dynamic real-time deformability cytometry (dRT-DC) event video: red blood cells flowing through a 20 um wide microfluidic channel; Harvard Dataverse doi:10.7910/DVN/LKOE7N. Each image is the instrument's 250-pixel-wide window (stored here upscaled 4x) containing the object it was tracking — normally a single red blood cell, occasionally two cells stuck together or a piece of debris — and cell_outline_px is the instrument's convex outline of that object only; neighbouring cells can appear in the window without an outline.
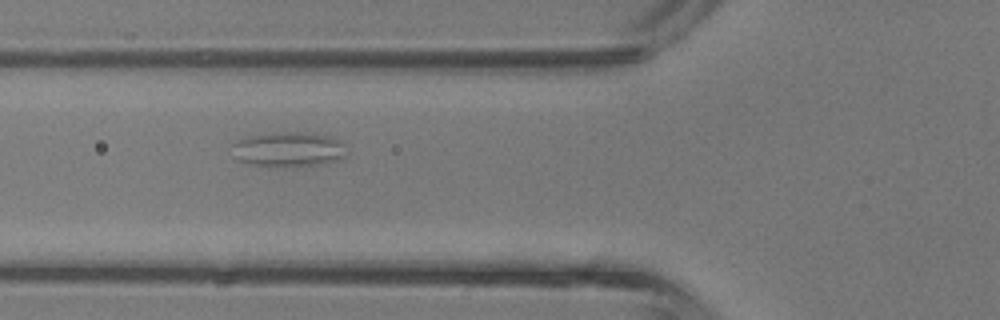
{"species": "common noctule bat (a hibernating species)", "species_latin": "Nyctalus noctula", "temperature_condition": "room temperature", "stored_images_in_passage": 34, "camera_frame_rate_fps": 3000, "um_per_image_px": 0.085, "animal": {"sex": "male", "body_mass_g": 13.3}, "frame": {"image": 1, "passage_image": 6, "time_ms": 1.667, "image_size_px": [1000, 320], "cell_outline_px": [[344, 156], [336, 160], [296, 168], [292, 168], [252, 164], [240, 160], [232, 144], [236, 140], [248, 136], [288, 132], [316, 132], [340, 140]], "centroid_in_image_um": [24.53, 12.69], "position_along_channel_um": 101.3, "area_um2": 22.83}}
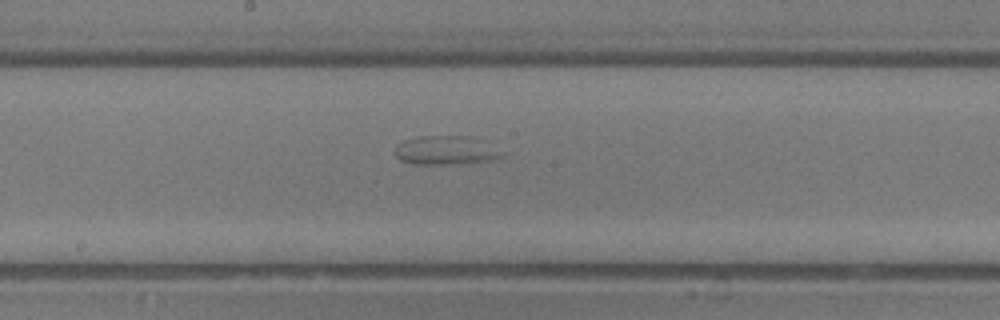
{"frame": {"image": 2, "passage_image": 13, "time_ms": 4.0, "image_size_px": [1000, 320], "cell_outline_px": [[504, 156], [496, 160], [460, 164], [412, 164], [400, 160], [396, 156], [396, 144], [404, 140], [416, 136], [472, 136], [484, 140]], "centroid_in_image_um": [37.88, 12.78], "position_along_channel_um": 210.3, "area_um2": 18.21}}
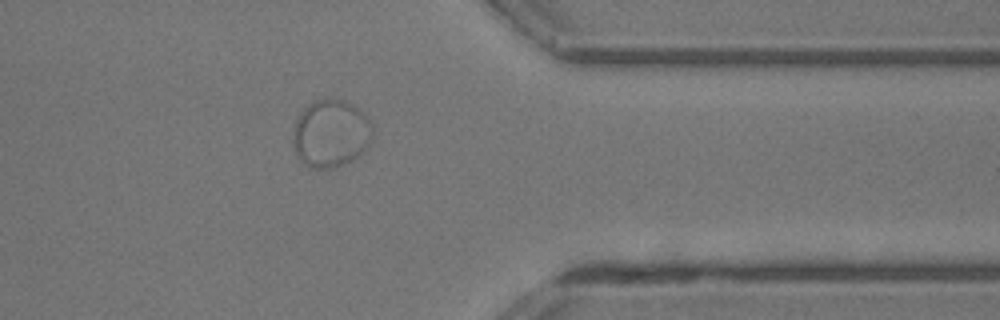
{"frame": {"image": 3, "passage_image": 25, "time_ms": 8.0, "image_size_px": [1000, 320], "cell_outline_px": [[372, 140], [368, 148], [360, 156], [352, 160], [328, 168], [308, 168], [296, 156], [292, 140], [296, 120], [300, 112], [308, 104], [316, 100], [332, 96], [344, 100], [352, 104], [372, 124]], "centroid_in_image_um": [28.1, 11.34], "position_along_channel_um": 383.3, "area_um2": 31.67}}